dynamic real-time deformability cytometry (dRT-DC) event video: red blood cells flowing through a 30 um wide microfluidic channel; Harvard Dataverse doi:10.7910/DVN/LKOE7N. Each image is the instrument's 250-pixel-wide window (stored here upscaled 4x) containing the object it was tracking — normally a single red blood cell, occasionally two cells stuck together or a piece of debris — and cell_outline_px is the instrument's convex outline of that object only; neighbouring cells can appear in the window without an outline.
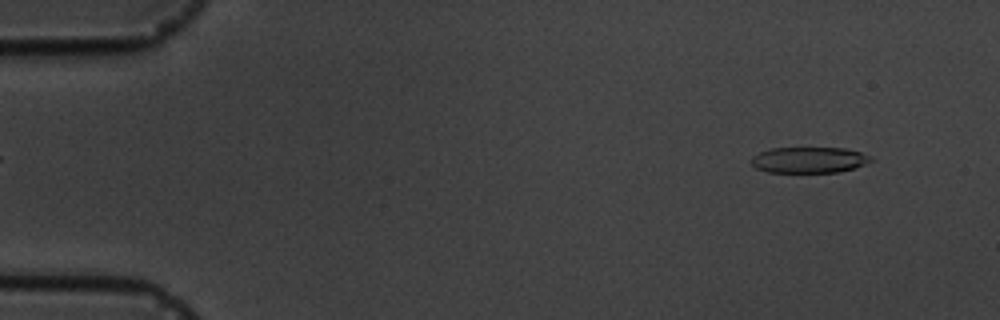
{"species": "common noctule bat (a hibernating species)", "species_latin": "Nyctalus noctula", "temperature_condition": "cold", "stored_images_in_passage": 4, "camera_frame_rate_fps": 3000, "um_per_image_px": 0.085, "animal": {"sex": "male", "body_mass_g": 19.5, "forearm_length_mm": 54.6}, "frame": {"image": 1, "passage_image": 1, "time_ms": 0.0, "image_size_px": [1000, 320], "cell_outline_px": [[872, 160], [856, 168], [840, 172], [768, 172], [756, 168], [752, 164], [752, 156], [760, 152], [772, 148], [844, 148], [860, 152], [872, 156]], "centroid_in_image_um": [68.79, 13.6], "position_along_channel_um": 16.2, "area_um2": 18.03}}
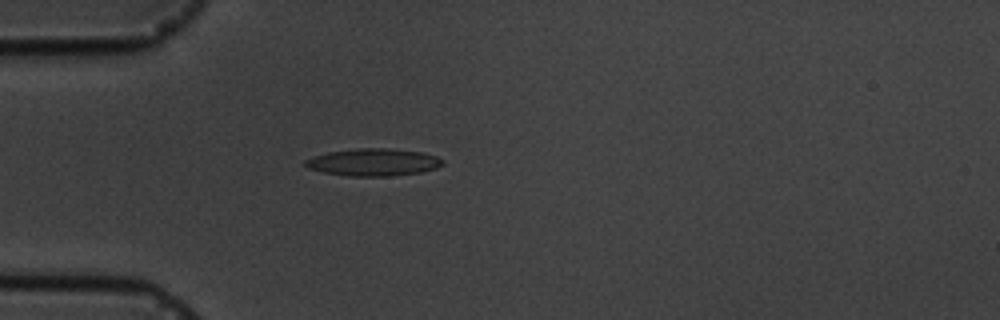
{"frame": {"image": 2, "passage_image": 4, "time_ms": 3.667, "image_size_px": [1000, 320], "cell_outline_px": [[444, 164], [436, 168], [420, 172], [388, 176], [348, 176], [324, 172], [308, 168], [304, 164], [304, 160], [312, 156], [328, 152], [356, 148], [388, 148], [424, 152], [436, 156], [444, 160]], "centroid_in_image_um": [31.74, 13.78], "position_along_channel_um": 53.3, "area_um2": 21.96}}